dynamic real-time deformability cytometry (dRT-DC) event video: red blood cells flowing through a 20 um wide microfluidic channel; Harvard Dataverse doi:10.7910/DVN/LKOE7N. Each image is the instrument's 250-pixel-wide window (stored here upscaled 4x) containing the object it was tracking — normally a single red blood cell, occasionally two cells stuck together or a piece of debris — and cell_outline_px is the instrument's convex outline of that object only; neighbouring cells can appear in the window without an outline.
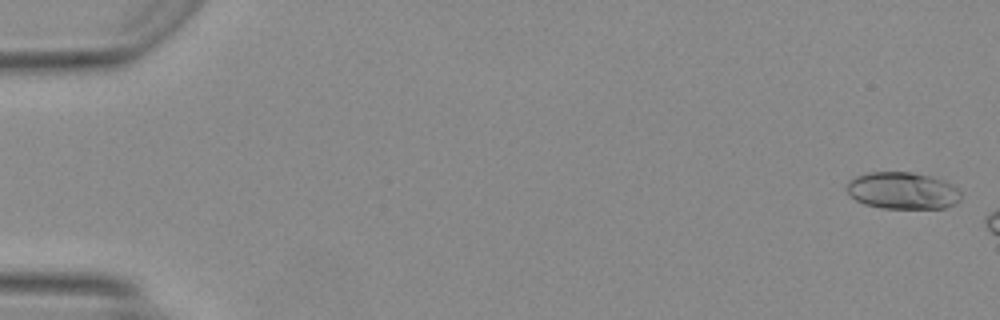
{"species": "Egyptian fruit bat (a non-hibernating species)", "species_latin": "Rousettus aegyptiacus", "temperature_condition": "warm", "stored_images_in_passage": 6, "camera_frame_rate_fps": 3000, "um_per_image_px": 0.085, "animal": {"sex": "female"}, "frame": {"image": 1, "passage_image": 1, "time_ms": 0.0, "image_size_px": [1000, 320], "cell_outline_px": [[960, 200], [956, 204], [944, 208], [884, 208], [864, 204], [856, 200], [844, 188], [848, 180], [856, 176], [868, 172], [912, 172], [932, 176], [944, 180], [952, 184], [960, 192]], "centroid_in_image_um": [76.71, 16.19], "position_along_channel_um": 8.3, "area_um2": 24.8}}